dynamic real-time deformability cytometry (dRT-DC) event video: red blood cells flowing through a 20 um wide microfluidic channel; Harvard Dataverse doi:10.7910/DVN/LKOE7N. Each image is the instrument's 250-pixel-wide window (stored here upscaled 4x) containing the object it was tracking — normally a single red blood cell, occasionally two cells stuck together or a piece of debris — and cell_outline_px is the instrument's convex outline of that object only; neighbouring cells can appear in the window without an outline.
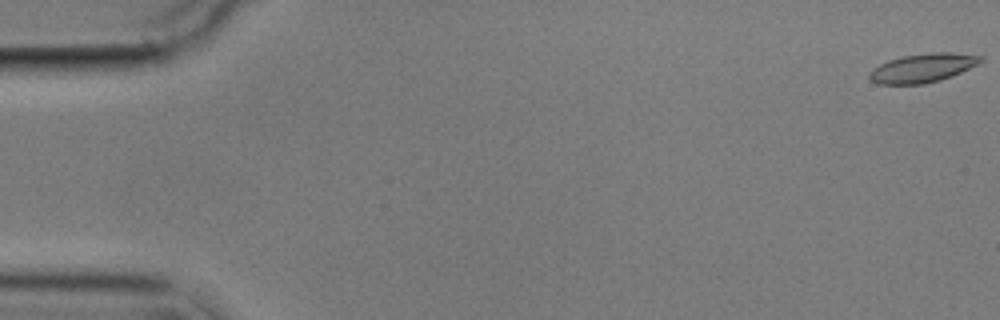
{"species": "common noctule bat (a hibernating species)", "species_latin": "Nyctalus noctula", "temperature_condition": "cold", "stored_images_in_passage": 4, "camera_frame_rate_fps": 3000, "um_per_image_px": 0.085, "animal": {"sex": "male", "body_mass_g": 17.9}, "frame": {"image": 1, "passage_image": 1, "time_ms": 0.0, "image_size_px": [1000, 320], "cell_outline_px": [[984, 60], [980, 64], [952, 76], [940, 80], [924, 84], [876, 84], [868, 76], [868, 72], [872, 68], [888, 60], [904, 56], [932, 52], [952, 52], [984, 56]], "centroid_in_image_um": [78.46, 5.77], "position_along_channel_um": 6.5, "area_um2": 18.9}}